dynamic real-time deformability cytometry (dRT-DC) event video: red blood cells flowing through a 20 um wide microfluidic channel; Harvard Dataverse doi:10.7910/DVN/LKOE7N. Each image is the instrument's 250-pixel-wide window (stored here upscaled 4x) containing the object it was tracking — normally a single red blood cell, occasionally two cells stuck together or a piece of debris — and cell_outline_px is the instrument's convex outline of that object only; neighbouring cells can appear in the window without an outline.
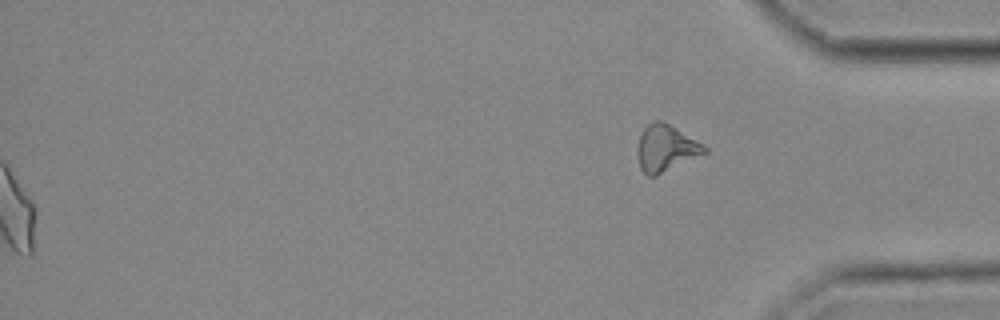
{"species": "common noctule bat (a hibernating species)", "species_latin": "Nyctalus noctula", "temperature_condition": "cold", "stored_images_in_passage": 56, "segment_of_instrument_passage": [2, 2], "camera_frame_rate_fps": 3000, "um_per_image_px": 0.085, "animal": {"sex": "female", "body_mass_g": 25.1}, "frame": {"image": 1, "passage_image": 56, "time_ms": 18.333, "image_size_px": [1000, 320], "cell_outline_px": [[708, 152], [656, 176], [648, 176], [640, 168], [636, 152], [636, 148], [640, 136], [644, 128], [652, 120], [660, 120], [676, 128], [704, 144], [708, 148]], "centroid_in_image_um": [56.59, 12.6], "position_along_channel_um": 378.6, "area_um2": 18.26}}